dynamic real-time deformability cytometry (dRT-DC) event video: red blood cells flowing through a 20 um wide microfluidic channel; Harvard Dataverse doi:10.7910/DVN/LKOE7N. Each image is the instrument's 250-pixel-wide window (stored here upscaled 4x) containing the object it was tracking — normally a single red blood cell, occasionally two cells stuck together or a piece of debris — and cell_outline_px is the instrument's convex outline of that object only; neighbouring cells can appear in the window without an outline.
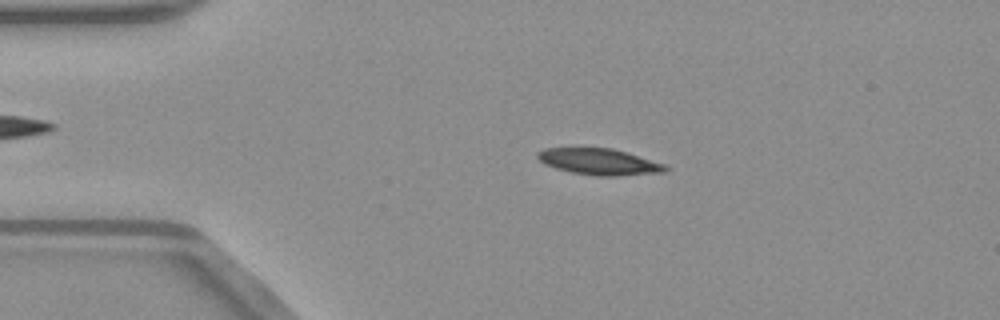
{"species": "common noctule bat (a hibernating species)", "species_latin": "Nyctalus noctula", "temperature_condition": "warm", "stored_images_in_passage": 50, "camera_frame_rate_fps": 3000, "um_per_image_px": 0.085, "animal": {"sex": "male", "body_mass_g": 23.1, "forearm_length_mm": 52.7}, "frame": {"image": 1, "passage_image": 10, "time_ms": 3.0, "image_size_px": [1000, 320], "cell_outline_px": [[672, 168], [664, 172], [620, 176], [596, 176], [572, 172], [556, 168], [544, 164], [536, 156], [536, 152], [544, 148], [612, 148], [628, 152], [664, 164]], "centroid_in_image_um": [50.95, 13.75], "position_along_channel_um": 34.0, "area_um2": 19.71}}
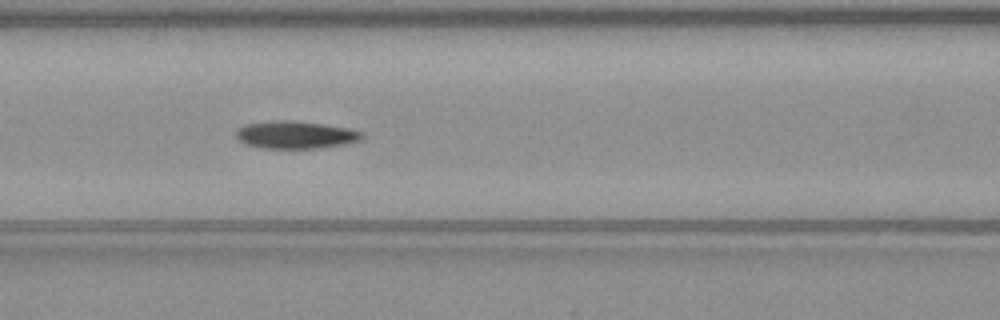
{"frame": {"image": 2, "passage_image": 21, "time_ms": 6.667, "image_size_px": [1000, 320], "cell_outline_px": [[364, 136], [360, 140], [344, 144], [320, 148], [260, 148], [244, 144], [236, 136], [236, 128], [244, 124], [276, 120], [280, 120], [324, 124], [348, 128], [364, 132]], "centroid_in_image_um": [25.1, 11.46], "position_along_channel_um": 141.5, "area_um2": 20.23}}
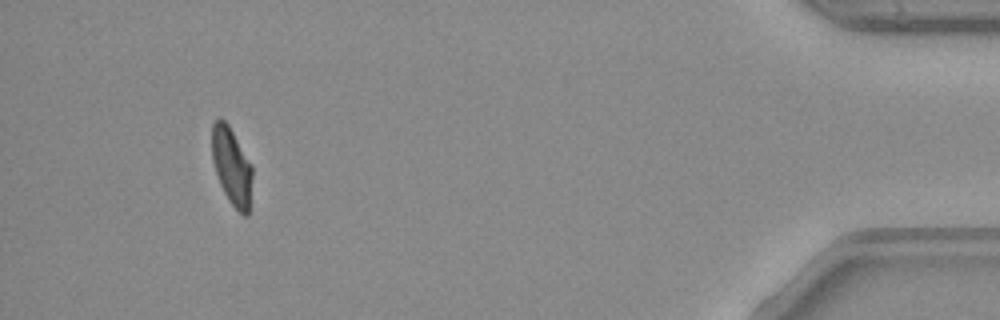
{"frame": {"image": 3, "passage_image": 47, "time_ms": 15.333, "image_size_px": [1000, 320], "cell_outline_px": [[252, 176], [248, 216], [244, 216], [228, 200], [220, 184], [212, 160], [212, 124], [220, 116], [228, 124], [252, 164]], "centroid_in_image_um": [19.69, 14.11], "position_along_channel_um": 415.5, "area_um2": 18.15}}